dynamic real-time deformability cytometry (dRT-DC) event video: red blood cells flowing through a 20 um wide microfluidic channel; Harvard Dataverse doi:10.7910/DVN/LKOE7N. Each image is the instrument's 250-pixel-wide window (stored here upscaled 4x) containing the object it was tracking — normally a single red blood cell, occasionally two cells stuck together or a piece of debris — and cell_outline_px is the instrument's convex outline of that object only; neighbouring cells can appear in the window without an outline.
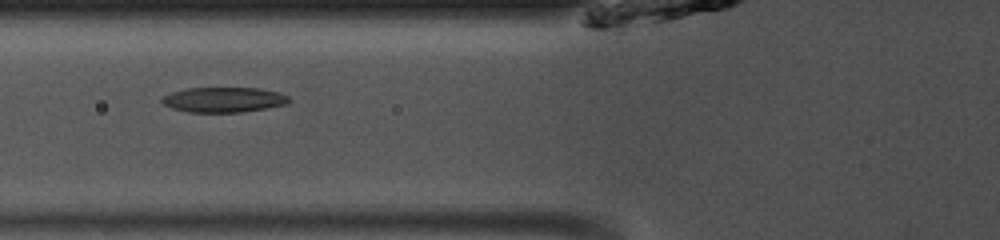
{"species": "common noctule bat (a hibernating species)", "species_latin": "Nyctalus noctula", "temperature_condition": "room temperature", "stored_images_in_passage": 39, "camera_frame_rate_fps": 3000, "um_per_image_px": 0.085, "animal": {"sex": "male", "body_mass_g": 13.0, "forearm_length_mm": 53.1}, "frame": {"image": 1, "passage_image": 9, "time_ms": 2.667, "image_size_px": [1000, 240], "cell_outline_px": [[292, 100], [288, 104], [244, 112], [188, 112], [172, 108], [164, 104], [160, 100], [164, 96], [172, 92], [188, 88], [260, 88], [276, 92], [288, 96]], "centroid_in_image_um": [19.04, 8.48], "position_along_channel_um": 106.8, "area_um2": 18.55}}
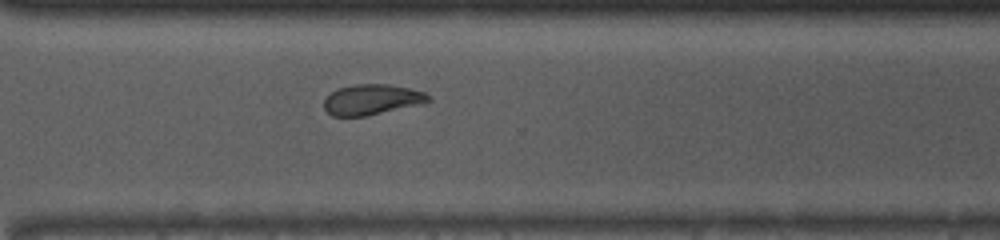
{"frame": {"image": 2, "passage_image": 26, "time_ms": 8.333, "image_size_px": [1000, 240], "cell_outline_px": [[432, 100], [424, 104], [364, 116], [332, 116], [324, 108], [324, 100], [332, 92], [340, 88], [356, 84], [388, 84], [408, 88], [424, 92]], "centroid_in_image_um": [31.63, 8.47], "position_along_channel_um": 339.0, "area_um2": 18.38}}
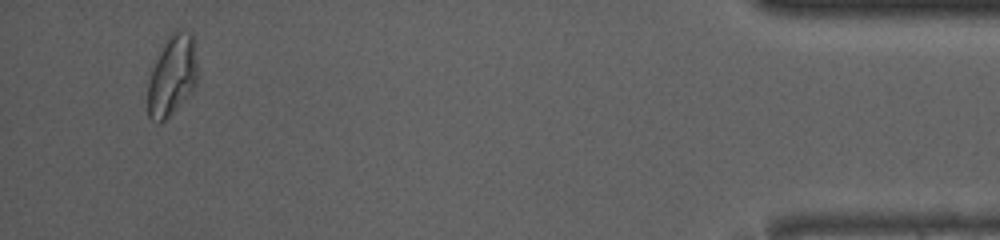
{"frame": {"image": 3, "passage_image": 37, "time_ms": 12.0, "image_size_px": [1000, 240], "cell_outline_px": [[196, 84], [184, 100], [160, 124], [156, 124], [148, 116], [148, 80], [152, 68], [168, 36], [176, 28], [180, 28], [192, 32], [196, 60]], "centroid_in_image_um": [14.62, 6.4], "position_along_channel_um": 420.6, "area_um2": 23.18}, "authors_computed_cell_mechanics": {"area_um2": 18.7272, "velocity_mm_per_s": 4.0933, "shape_relaxation_time_tau1_ms": 4.0026, "shape_relaxation_time_tau2_ms": 3.4251, "deformation_change_tau1": 0.1428, "deformation_change_tau2": 0.1026}}